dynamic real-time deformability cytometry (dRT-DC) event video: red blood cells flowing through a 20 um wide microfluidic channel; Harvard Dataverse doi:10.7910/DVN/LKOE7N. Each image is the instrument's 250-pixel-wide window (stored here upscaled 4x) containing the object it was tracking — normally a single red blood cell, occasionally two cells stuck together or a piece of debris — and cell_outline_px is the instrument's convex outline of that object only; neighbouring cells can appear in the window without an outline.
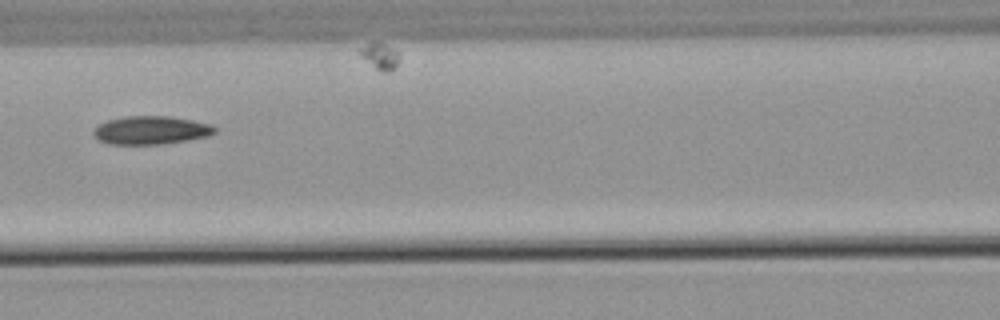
{"species": "common noctule bat (a hibernating species)", "species_latin": "Nyctalus noctula", "temperature_condition": "warm", "stored_images_in_passage": 5, "camera_frame_rate_fps": 3000, "um_per_image_px": 0.085, "animal": {"sex": "male", "body_mass_g": 21.5, "forearm_length_mm": 52.0}, "frame": {"image": 1, "passage_image": 4, "time_ms": 3.667, "image_size_px": [1000, 320], "cell_outline_px": [[216, 132], [208, 136], [160, 144], [108, 144], [100, 140], [92, 132], [100, 124], [108, 120], [124, 116], [168, 116], [192, 120], [208, 124], [216, 128]], "centroid_in_image_um": [12.82, 11.06], "position_along_channel_um": 153.8, "area_um2": 19.65}}